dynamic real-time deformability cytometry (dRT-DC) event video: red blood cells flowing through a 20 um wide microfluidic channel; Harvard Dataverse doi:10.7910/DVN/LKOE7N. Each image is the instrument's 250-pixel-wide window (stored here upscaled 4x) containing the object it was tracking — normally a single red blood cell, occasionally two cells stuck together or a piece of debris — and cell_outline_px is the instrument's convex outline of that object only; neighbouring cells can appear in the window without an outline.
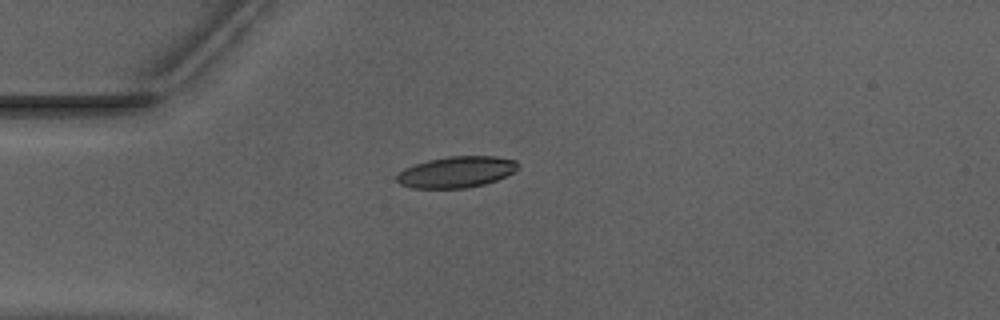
{"species": "Egyptian fruit bat (a non-hibernating species)", "species_latin": "Rousettus aegyptiacus", "temperature_condition": "warm", "stored_images_in_passage": 39, "camera_frame_rate_fps": 3000, "um_per_image_px": 0.085, "animal": {"sex": "male"}, "frame": {"image": 1, "passage_image": 1, "time_ms": 0.0, "image_size_px": [1000, 320], "cell_outline_px": [[516, 168], [512, 172], [496, 180], [484, 184], [468, 188], [412, 188], [400, 184], [396, 180], [396, 176], [404, 168], [428, 160], [448, 156], [496, 156], [516, 160]], "centroid_in_image_um": [38.76, 14.62], "position_along_channel_um": 46.2, "area_um2": 21.85}}
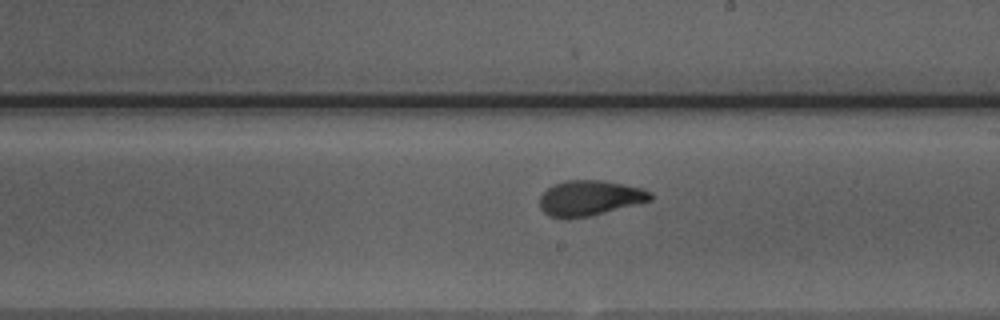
{"frame": {"image": 2, "passage_image": 17, "time_ms": 5.333, "image_size_px": [1000, 320], "cell_outline_px": [[652, 200], [592, 216], [564, 220], [548, 216], [540, 208], [540, 196], [548, 188], [556, 184], [568, 180], [600, 180], [640, 188], [652, 192]], "centroid_in_image_um": [50.1, 16.87], "position_along_channel_um": 238.9, "area_um2": 22.83}}
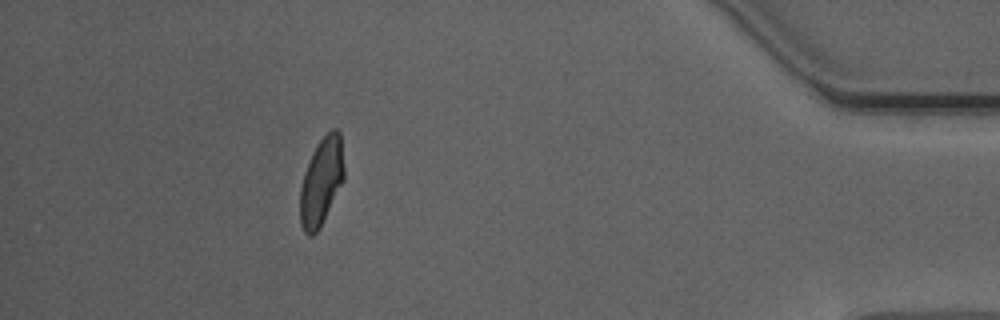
{"frame": {"image": 3, "passage_image": 34, "time_ms": 11.0, "image_size_px": [1000, 320], "cell_outline_px": [[344, 180], [320, 228], [312, 236], [308, 236], [304, 232], [300, 224], [300, 188], [304, 172], [312, 152], [316, 144], [332, 128], [336, 128], [340, 132], [344, 168]], "centroid_in_image_um": [27.31, 15.44], "position_along_channel_um": 407.9, "area_um2": 22.6}, "authors_computed_cell_mechanics": {"area_um2": 22.7154, "velocity_mm_per_s": 3.9544, "shape_relaxation_time_tau1_ms": 4.4333, "shape_relaxation_time_tau2_ms": 1.2183, "deformation_change_tau1": 0.1806, "deformation_change_tau2": 0.0672}}